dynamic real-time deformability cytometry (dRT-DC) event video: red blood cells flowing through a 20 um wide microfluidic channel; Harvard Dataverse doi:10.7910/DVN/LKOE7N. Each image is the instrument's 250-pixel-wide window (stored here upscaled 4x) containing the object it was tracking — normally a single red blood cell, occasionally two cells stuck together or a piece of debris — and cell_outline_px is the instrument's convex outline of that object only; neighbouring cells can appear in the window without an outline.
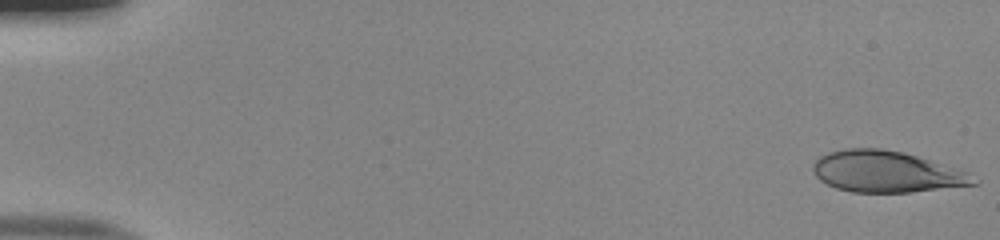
{"species": "human", "species_latin": "Homo sapiens", "temperature_condition": "room temperature", "stored_images_in_passage": 51, "camera_frame_rate_fps": 3000, "um_per_image_px": 0.085, "donor": {"sex": "male"}, "frame": {"image": 1, "passage_image": 1, "time_ms": 0.0, "image_size_px": [1000, 240], "cell_outline_px": [[980, 180], [976, 184], [912, 192], [852, 192], [836, 188], [820, 180], [812, 172], [812, 164], [820, 156], [828, 152], [844, 148], [884, 148], [904, 152], [968, 172]], "centroid_in_image_um": [75.32, 14.59], "position_along_channel_um": 9.7, "area_um2": 38.73}}
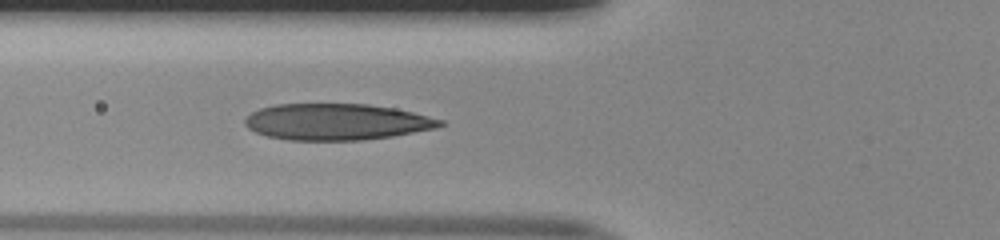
{"frame": {"image": 2, "passage_image": 20, "time_ms": 6.333, "image_size_px": [1000, 240], "cell_outline_px": [[444, 124], [436, 128], [392, 136], [364, 140], [288, 140], [268, 136], [256, 132], [248, 128], [244, 124], [244, 120], [252, 112], [260, 108], [276, 104], [368, 104], [396, 108], [444, 120]], "centroid_in_image_um": [28.61, 10.35], "position_along_channel_um": 97.2, "area_um2": 41.33}}
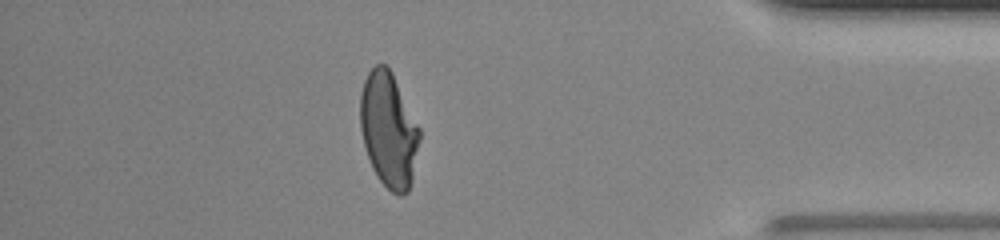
{"frame": {"image": 3, "passage_image": 45, "time_ms": 14.667, "image_size_px": [1000, 240], "cell_outline_px": [[420, 140], [412, 180], [408, 192], [400, 196], [392, 192], [380, 180], [372, 168], [364, 144], [360, 128], [360, 92], [364, 80], [368, 72], [376, 64], [384, 64], [392, 72], [420, 128]], "centroid_in_image_um": [33.04, 11.03], "position_along_channel_um": 402.2, "area_um2": 39.71}, "authors_computed_cell_mechanics": {"area_um2": 40.2288, "velocity_mm_per_s": 4.0418, "shape_relaxation_time_tau1_ms": 8.3877, "shape_relaxation_time_tau2_ms": 0.7353, "deformation_change_tau1": 0.3204, "deformation_change_tau2": 0.0764}}